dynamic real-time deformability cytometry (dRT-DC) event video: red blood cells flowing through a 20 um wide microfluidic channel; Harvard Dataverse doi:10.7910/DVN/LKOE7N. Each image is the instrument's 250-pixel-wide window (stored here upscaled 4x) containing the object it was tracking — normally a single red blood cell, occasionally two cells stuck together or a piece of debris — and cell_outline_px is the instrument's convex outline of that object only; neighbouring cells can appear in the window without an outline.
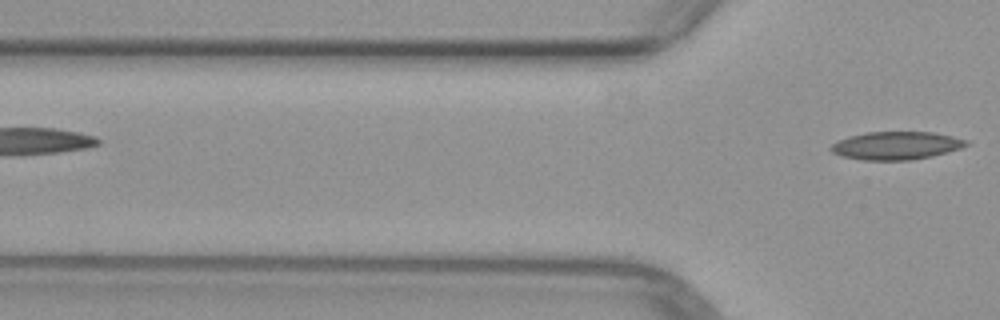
{"species": "common noctule bat (a hibernating species)", "species_latin": "Nyctalus noctula", "temperature_condition": "warm", "stored_images_in_passage": 4, "camera_frame_rate_fps": 3000, "um_per_image_px": 0.085, "animal": {"sex": "female", "body_mass_g": 29.2, "forearm_length_mm": 56.3}, "frame": {"image": 1, "passage_image": 4, "time_ms": 3.667, "image_size_px": [1000, 320], "cell_outline_px": [[968, 144], [960, 148], [932, 156], [912, 160], [864, 160], [844, 156], [832, 152], [828, 148], [832, 144], [840, 140], [852, 136], [868, 132], [932, 132], [952, 136], [968, 140]], "centroid_in_image_um": [76.19, 12.37], "position_along_channel_um": 49.6, "area_um2": 21.79}}